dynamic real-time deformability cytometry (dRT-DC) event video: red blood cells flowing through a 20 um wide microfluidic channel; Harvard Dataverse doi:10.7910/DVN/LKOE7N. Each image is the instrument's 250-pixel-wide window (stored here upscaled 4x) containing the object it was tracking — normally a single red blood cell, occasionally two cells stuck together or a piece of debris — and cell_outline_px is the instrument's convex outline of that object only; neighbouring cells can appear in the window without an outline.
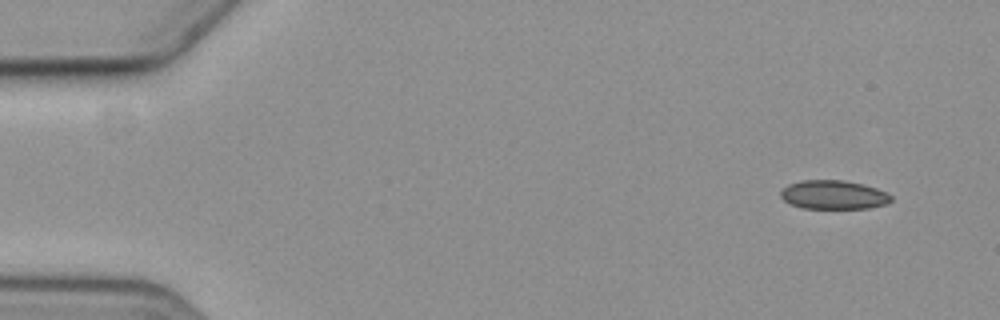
{"species": "common noctule bat (a hibernating species)", "species_latin": "Nyctalus noctula", "temperature_condition": "cold", "stored_images_in_passage": 4, "camera_frame_rate_fps": 3000, "um_per_image_px": 0.085, "animal": {"sex": "female", "body_mass_g": 19.3, "forearm_length_mm": 54.1}, "frame": {"image": 1, "passage_image": 1, "time_ms": 0.0, "image_size_px": [1000, 320], "cell_outline_px": [[892, 200], [888, 204], [868, 208], [804, 208], [792, 204], [784, 200], [780, 196], [780, 192], [788, 184], [800, 180], [844, 180], [864, 184], [876, 188], [892, 196]], "centroid_in_image_um": [70.86, 16.55], "position_along_channel_um": 14.1, "area_um2": 18.55}}